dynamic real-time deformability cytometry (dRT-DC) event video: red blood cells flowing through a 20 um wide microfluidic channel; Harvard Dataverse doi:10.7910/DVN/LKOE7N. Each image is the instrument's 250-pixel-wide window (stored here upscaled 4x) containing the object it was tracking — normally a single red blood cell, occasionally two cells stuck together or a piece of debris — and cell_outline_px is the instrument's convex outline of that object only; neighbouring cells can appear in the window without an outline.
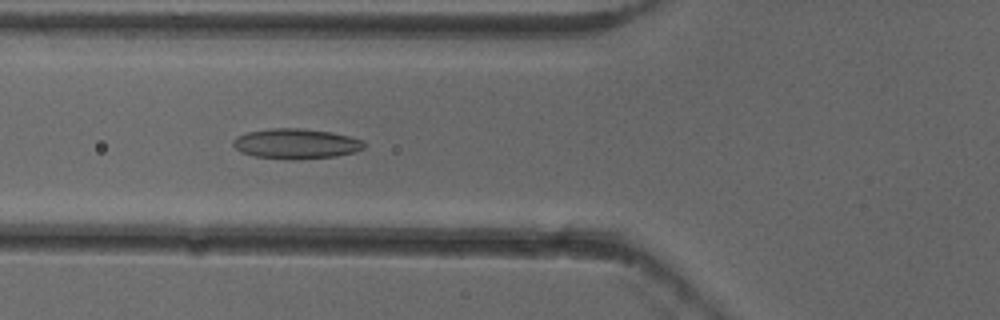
{"species": "common noctule bat (a hibernating species)", "species_latin": "Nyctalus noctula", "temperature_condition": "cold", "stored_images_in_passage": 52, "camera_frame_rate_fps": 3000, "um_per_image_px": 0.085, "animal": {"sex": "female"}, "frame": {"image": 1, "passage_image": 19, "time_ms": 6.0, "image_size_px": [1000, 320], "cell_outline_px": [[364, 148], [356, 152], [336, 156], [292, 160], [256, 156], [240, 152], [232, 144], [232, 140], [236, 136], [248, 132], [272, 128], [300, 128], [332, 132], [364, 140]], "centroid_in_image_um": [25.16, 12.21], "position_along_channel_um": 100.6, "area_um2": 23.06}}
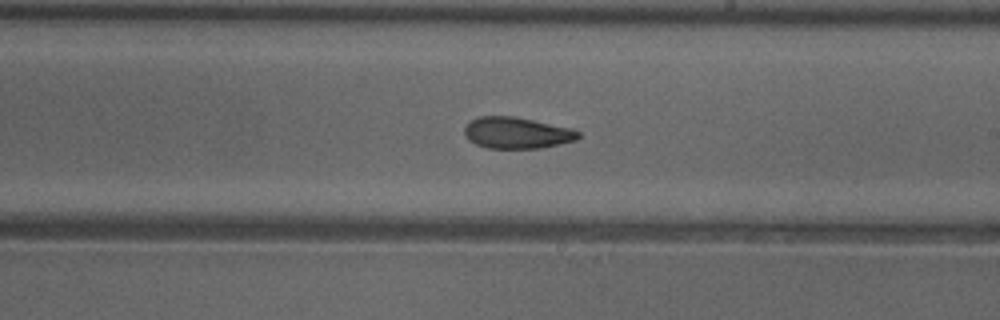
{"frame": {"image": 2, "passage_image": 30, "time_ms": 9.667, "image_size_px": [1000, 320], "cell_outline_px": [[580, 136], [576, 140], [560, 144], [540, 148], [488, 148], [476, 144], [468, 140], [464, 136], [464, 128], [472, 120], [480, 116], [516, 116], [572, 128], [580, 132]], "centroid_in_image_um": [43.94, 11.29], "position_along_channel_um": 245.1, "area_um2": 20.92}}
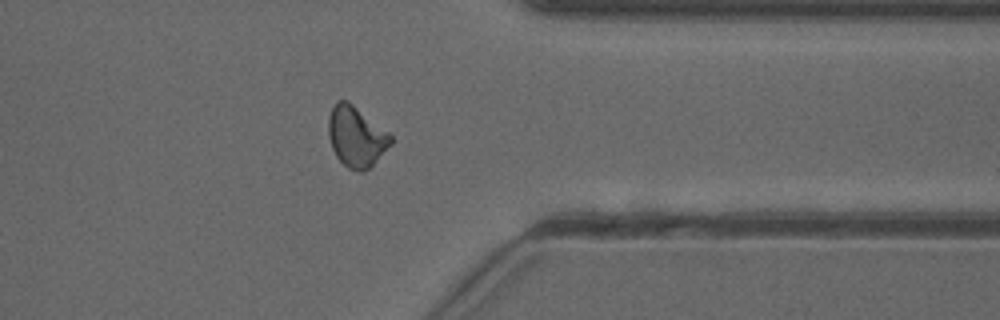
{"frame": {"image": 3, "passage_image": 41, "time_ms": 13.333, "image_size_px": [1000, 320], "cell_outline_px": [[392, 144], [364, 172], [360, 172], [348, 168], [336, 156], [332, 148], [328, 136], [328, 116], [336, 100], [348, 100], [388, 132], [392, 136]], "centroid_in_image_um": [30.26, 11.6], "position_along_channel_um": 381.1, "area_um2": 21.91}, "authors_computed_cell_mechanics": {"area_um2": 21.5594, "velocity_mm_per_s": 3.9286, "shape_relaxation_time_tau1_ms": 10.056, "shape_relaxation_time_tau2_ms": 3.5067, "deformation_change_tau1": 0.1963, "deformation_change_tau2": 0.106}}